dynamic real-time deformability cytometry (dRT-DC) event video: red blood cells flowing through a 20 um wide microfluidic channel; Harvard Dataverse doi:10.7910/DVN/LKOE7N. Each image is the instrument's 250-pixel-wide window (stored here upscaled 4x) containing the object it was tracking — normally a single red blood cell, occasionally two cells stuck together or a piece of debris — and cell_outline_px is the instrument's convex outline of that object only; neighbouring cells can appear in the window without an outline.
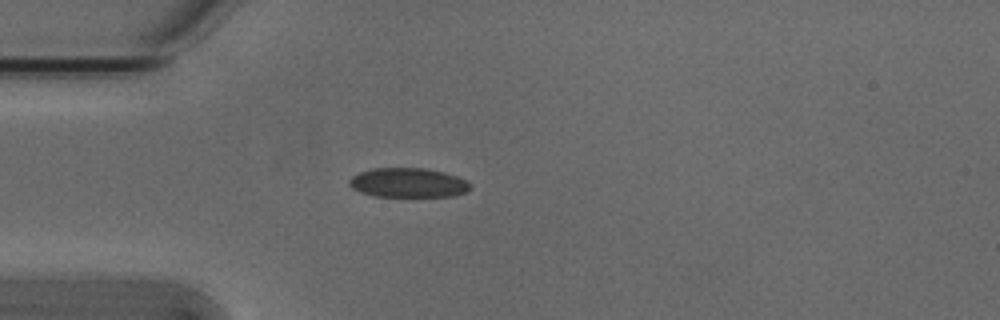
{"species": "Egyptian fruit bat (a non-hibernating species)", "species_latin": "Rousettus aegyptiacus", "temperature_condition": "cold", "stored_images_in_passage": 40, "camera_frame_rate_fps": 3000, "um_per_image_px": 0.085, "animal": {"sex": "male"}, "frame": {"image": 1, "passage_image": 1, "time_ms": 0.0, "image_size_px": [1000, 320], "cell_outline_px": [[468, 192], [456, 196], [372, 196], [360, 192], [352, 188], [348, 184], [348, 180], [352, 176], [360, 172], [372, 168], [424, 168], [444, 172], [456, 176], [464, 180], [468, 184]], "centroid_in_image_um": [34.64, 15.53], "position_along_channel_um": 50.4, "area_um2": 20.69}}
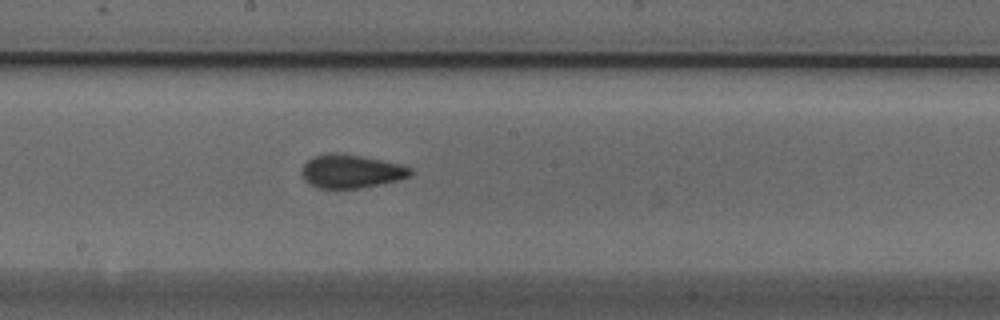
{"frame": {"image": 2, "passage_image": 15, "time_ms": 4.667, "image_size_px": [1000, 320], "cell_outline_px": [[412, 172], [408, 176], [396, 180], [360, 188], [316, 188], [308, 184], [304, 180], [300, 172], [304, 164], [308, 160], [316, 156], [328, 152], [336, 152], [360, 156], [400, 164], [412, 168]], "centroid_in_image_um": [29.77, 14.56], "position_along_channel_um": 218.4, "area_um2": 21.04}}
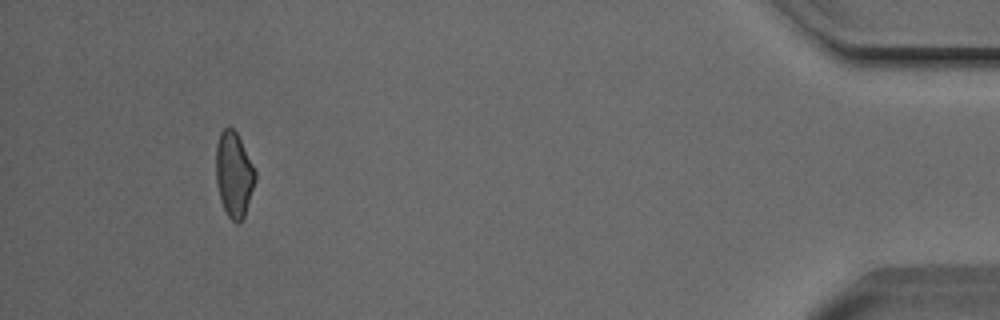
{"frame": {"image": 3, "passage_image": 36, "time_ms": 11.667, "image_size_px": [1000, 320], "cell_outline_px": [[256, 180], [244, 216], [236, 224], [228, 216], [220, 200], [216, 184], [216, 144], [220, 132], [228, 124], [236, 132], [256, 172]], "centroid_in_image_um": [19.86, 14.81], "position_along_channel_um": 415.3, "area_um2": 19.42}, "authors_computed_cell_mechanics": {"area_um2": 20.4323, "velocity_mm_per_s": 3.8291, "shape_relaxation_time_tau1_ms": 11.2874, "shape_relaxation_time_tau2_ms": 1.2985, "deformation_change_tau1": 0.1773, "deformation_change_tau2": 0.0658}}